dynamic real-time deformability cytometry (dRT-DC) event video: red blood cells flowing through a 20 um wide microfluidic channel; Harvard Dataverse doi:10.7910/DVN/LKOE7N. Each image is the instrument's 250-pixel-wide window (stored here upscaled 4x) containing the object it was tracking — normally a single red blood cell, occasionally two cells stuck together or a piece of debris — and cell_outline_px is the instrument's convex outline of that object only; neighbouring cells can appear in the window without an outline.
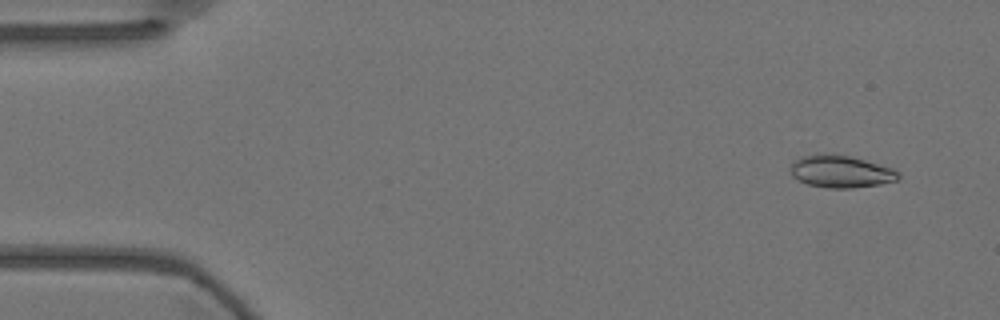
{"species": "Egyptian fruit bat (a non-hibernating species)", "species_latin": "Rousettus aegyptiacus", "temperature_condition": "warm", "stored_images_in_passage": 55, "camera_frame_rate_fps": 3000, "um_per_image_px": 0.085, "animal": {"sex": "female"}, "frame": {"image": 1, "passage_image": 3, "time_ms": 0.667, "image_size_px": [1000, 320], "cell_outline_px": [[900, 176], [896, 180], [880, 184], [852, 188], [828, 188], [808, 184], [792, 176], [792, 164], [800, 156], [816, 152], [824, 152], [852, 156], [892, 168], [900, 172]], "centroid_in_image_um": [71.47, 14.55], "position_along_channel_um": 13.5, "area_um2": 20.46}}
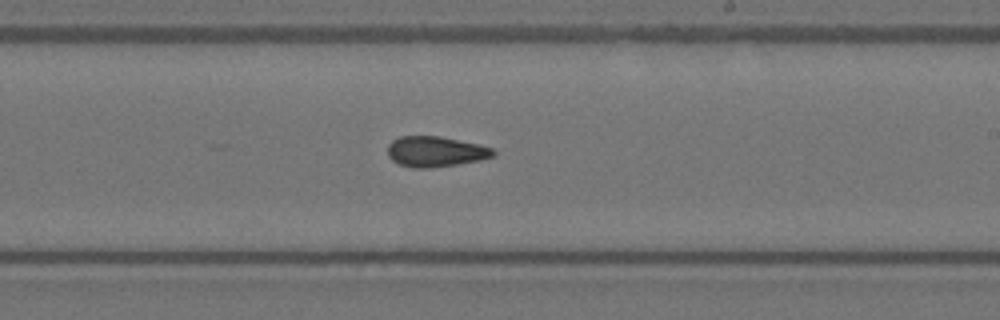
{"frame": {"image": 2, "passage_image": 32, "time_ms": 10.333, "image_size_px": [1000, 320], "cell_outline_px": [[496, 152], [492, 156], [480, 160], [456, 164], [428, 168], [412, 168], [400, 164], [392, 160], [388, 156], [388, 144], [392, 140], [400, 136], [440, 136], [476, 144], [492, 148]], "centroid_in_image_um": [36.97, 12.88], "position_along_channel_um": 252.0, "area_um2": 18.55}}
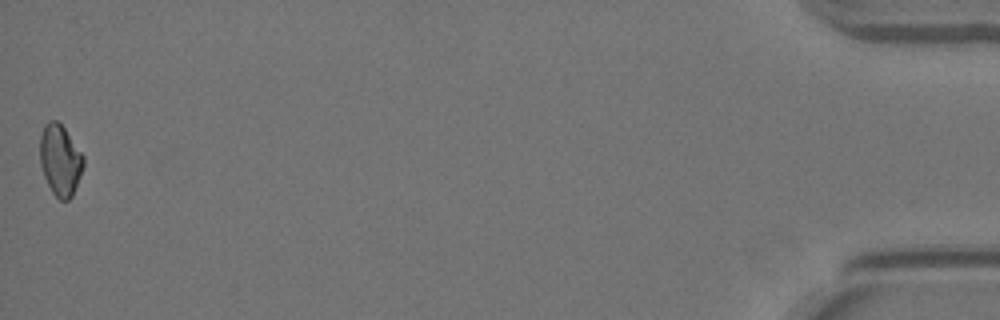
{"frame": {"image": 3, "passage_image": 55, "time_ms": 18.0, "image_size_px": [1000, 320], "cell_outline_px": [[84, 164], [72, 196], [68, 200], [60, 200], [52, 192], [44, 176], [40, 164], [40, 136], [44, 124], [48, 120], [56, 120], [64, 128], [84, 156]], "centroid_in_image_um": [5.1, 13.59], "position_along_channel_um": 430.1, "area_um2": 17.86}, "authors_computed_cell_mechanics": {"area_um2": 18.7272, "velocity_mm_per_s": 3.6122, "shape_relaxation_time_tau1_ms": null, "shape_relaxation_time_tau2_ms": 2.0848, "deformation_change_tau1": null, "deformation_change_tau2": 0.074}}